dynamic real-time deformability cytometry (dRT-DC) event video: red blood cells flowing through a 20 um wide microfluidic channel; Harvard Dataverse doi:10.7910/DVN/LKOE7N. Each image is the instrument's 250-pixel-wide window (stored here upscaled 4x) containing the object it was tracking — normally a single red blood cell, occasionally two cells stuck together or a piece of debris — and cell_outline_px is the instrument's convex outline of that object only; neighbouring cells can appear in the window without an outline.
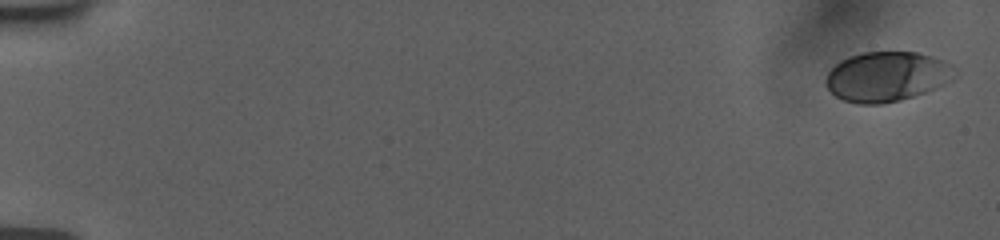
{"species": "human", "species_latin": "Homo sapiens", "temperature_condition": "room temperature", "stored_images_in_passage": 10, "camera_frame_rate_fps": 3000, "um_per_image_px": 0.085, "donor": {"sex": "female"}, "frame": {"image": 1, "passage_image": 1, "time_ms": 0.0, "image_size_px": [1000, 240], "cell_outline_px": [[956, 76], [952, 80], [944, 84], [924, 92], [900, 100], [884, 104], [856, 104], [844, 100], [836, 96], [828, 88], [824, 80], [828, 72], [840, 60], [848, 56], [864, 52], [916, 52], [944, 60], [952, 64], [956, 68]], "centroid_in_image_um": [75.39, 6.5], "position_along_channel_um": 9.6, "area_um2": 37.57}}